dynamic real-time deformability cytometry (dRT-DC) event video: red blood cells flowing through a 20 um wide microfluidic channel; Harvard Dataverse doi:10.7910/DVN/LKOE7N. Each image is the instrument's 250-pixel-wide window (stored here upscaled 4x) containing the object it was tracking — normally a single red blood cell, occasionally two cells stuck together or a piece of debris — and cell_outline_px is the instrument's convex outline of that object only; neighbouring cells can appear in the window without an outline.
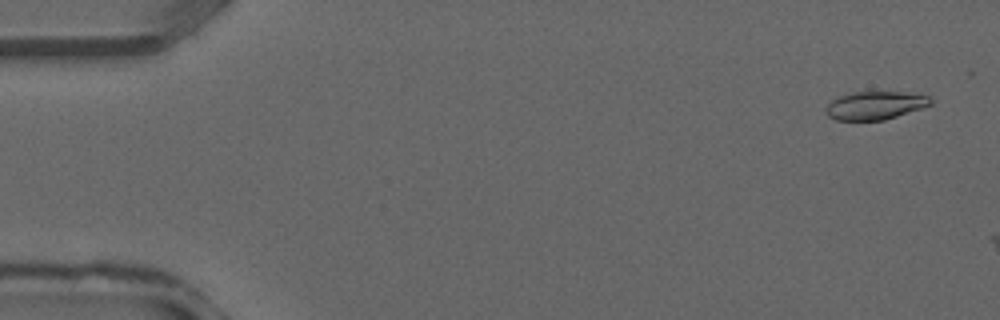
{"species": "common noctule bat (a hibernating species)", "species_latin": "Nyctalus noctula", "temperature_condition": "warm", "stored_images_in_passage": 3, "camera_frame_rate_fps": 3000, "um_per_image_px": 0.085, "animal": {"sex": "male", "forearm_length_mm": 52.5}, "frame": {"image": 1, "passage_image": 2, "time_ms": 0.333, "image_size_px": [1000, 320], "cell_outline_px": [[932, 104], [924, 108], [884, 120], [836, 120], [828, 116], [824, 112], [828, 104], [832, 100], [840, 96], [852, 92], [904, 92], [928, 96], [932, 100]], "centroid_in_image_um": [74.39, 8.97], "position_along_channel_um": 10.6, "area_um2": 17.22}}